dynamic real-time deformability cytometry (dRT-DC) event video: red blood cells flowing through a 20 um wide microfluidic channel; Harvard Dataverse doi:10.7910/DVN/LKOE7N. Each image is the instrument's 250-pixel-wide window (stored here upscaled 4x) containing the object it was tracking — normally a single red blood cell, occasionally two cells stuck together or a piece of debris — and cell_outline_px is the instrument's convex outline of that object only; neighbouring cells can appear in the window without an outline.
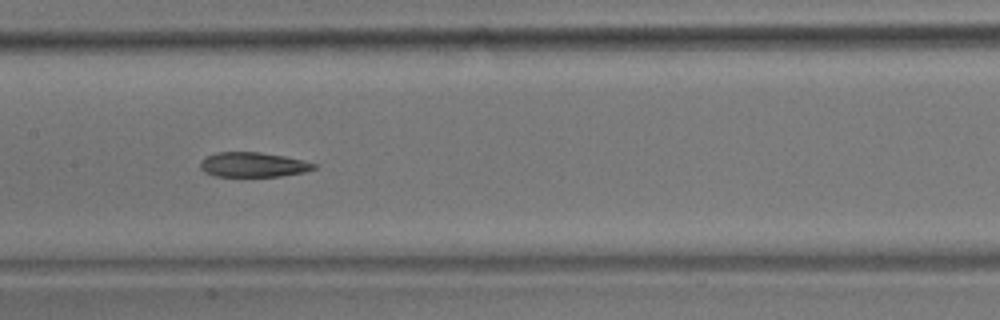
{"species": "common noctule bat (a hibernating species)", "species_latin": "Nyctalus noctula", "temperature_condition": "room temperature", "stored_images_in_passage": 13, "camera_frame_rate_fps": 3000, "um_per_image_px": 0.085, "animal": {"sex": "male", "body_mass_g": 17.9}, "frame": {"image": 1, "passage_image": 6, "time_ms": 6.333, "image_size_px": [1000, 320], "cell_outline_px": [[316, 168], [304, 172], [280, 176], [216, 176], [204, 172], [200, 168], [200, 160], [216, 152], [260, 152], [284, 156], [316, 164]], "centroid_in_image_um": [21.48, 13.99], "position_along_channel_um": 185.9, "area_um2": 16.24}}
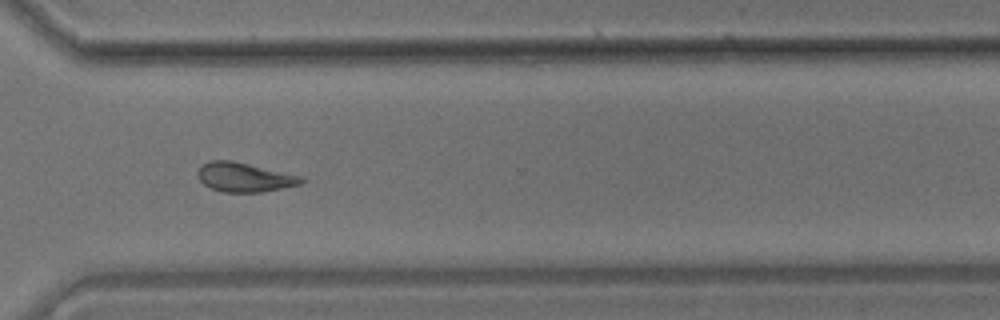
{"frame": {"image": 2, "passage_image": 10, "time_ms": 11.0, "image_size_px": [1000, 320], "cell_outline_px": [[304, 184], [264, 192], [224, 192], [212, 188], [204, 184], [196, 176], [196, 172], [204, 164], [212, 160], [232, 160], [304, 176]], "centroid_in_image_um": [20.83, 15.07], "position_along_channel_um": 349.8, "area_um2": 17.86}, "authors_computed_cell_mechanics": {"area_um2": 17.9758, "velocity_mm_per_s": 3.5209, "shape_relaxation_time_tau1_ms": 5.5109, "shape_relaxation_time_tau2_ms": 3.1871, "deformation_change_tau1": 0.1204, "deformation_change_tau2": 0.0864}}